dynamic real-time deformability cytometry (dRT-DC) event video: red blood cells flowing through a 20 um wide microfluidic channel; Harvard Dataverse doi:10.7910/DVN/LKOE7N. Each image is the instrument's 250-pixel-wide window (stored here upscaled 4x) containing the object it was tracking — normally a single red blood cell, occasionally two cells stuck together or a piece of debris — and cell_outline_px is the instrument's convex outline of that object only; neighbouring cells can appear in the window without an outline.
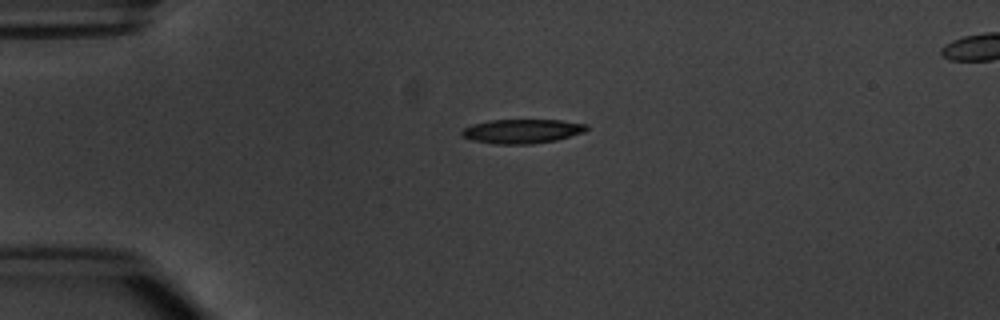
{"species": "common noctule bat (a hibernating species)", "species_latin": "Nyctalus noctula", "temperature_condition": "warm", "stored_images_in_passage": 3, "camera_frame_rate_fps": 3000, "um_per_image_px": 0.085, "animal": {"sex": "male", "body_mass_g": 20.1, "forearm_length_mm": 53.5}, "frame": {"image": 1, "passage_image": 1, "time_ms": 0.0, "image_size_px": [1000, 320], "cell_outline_px": [[588, 128], [584, 132], [556, 140], [532, 144], [496, 144], [472, 140], [460, 136], [460, 132], [464, 128], [472, 124], [492, 120], [560, 120], [588, 124]], "centroid_in_image_um": [44.36, 11.15], "position_along_channel_um": 40.6, "area_um2": 17.63}}